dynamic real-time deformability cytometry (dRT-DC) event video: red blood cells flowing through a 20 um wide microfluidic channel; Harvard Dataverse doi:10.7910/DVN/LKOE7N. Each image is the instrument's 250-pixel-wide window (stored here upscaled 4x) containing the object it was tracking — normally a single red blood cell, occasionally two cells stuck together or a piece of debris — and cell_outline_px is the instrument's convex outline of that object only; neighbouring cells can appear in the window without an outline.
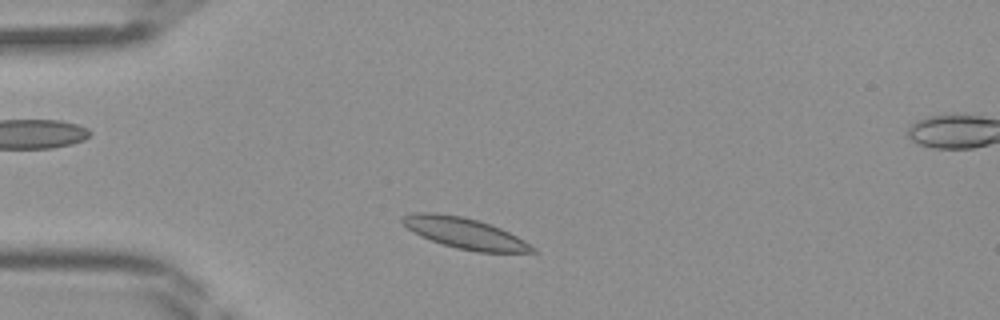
{"species": "Egyptian fruit bat (a non-hibernating species)", "species_latin": "Rousettus aegyptiacus", "temperature_condition": "room temperature", "stored_images_in_passage": 38, "segment_of_instrument_passage": [1, 2], "camera_frame_rate_fps": 3000, "um_per_image_px": 0.085, "frame": {"image": 1, "passage_image": 4, "time_ms": 1.0, "image_size_px": [1000, 320], "cell_outline_px": [[536, 252], [476, 252], [456, 248], [420, 236], [408, 228], [400, 220], [400, 216], [412, 212], [436, 212], [460, 216], [480, 220], [500, 228], [524, 240], [536, 248]], "centroid_in_image_um": [39.48, 19.8], "position_along_channel_um": 45.5, "area_um2": 23.35}}
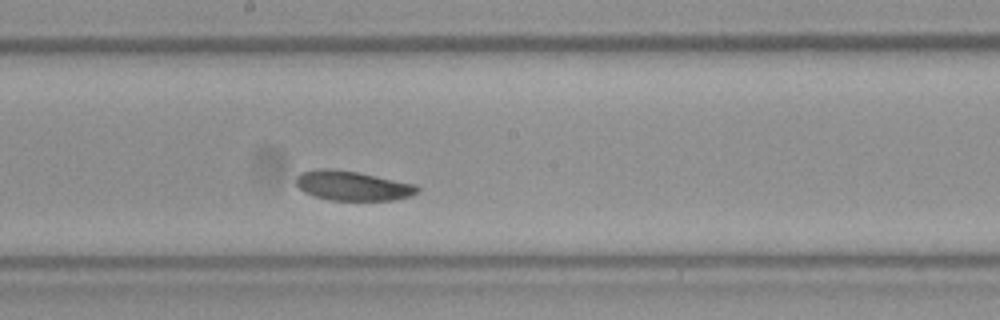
{"frame": {"image": 2, "passage_image": 17, "time_ms": 5.333, "image_size_px": [1000, 320], "cell_outline_px": [[420, 188], [412, 196], [396, 200], [332, 200], [316, 196], [304, 192], [296, 184], [296, 176], [300, 172], [320, 168], [332, 168], [356, 172], [416, 184]], "centroid_in_image_um": [29.97, 15.78], "position_along_channel_um": 218.2, "area_um2": 20.87}}
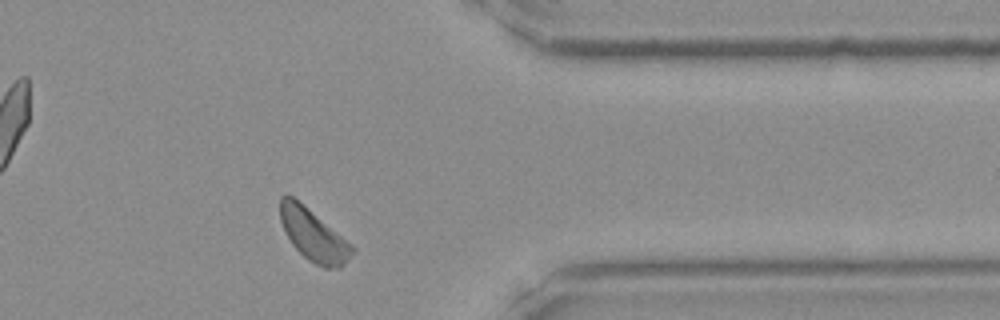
{"frame": {"image": 3, "passage_image": 29, "time_ms": 9.333, "image_size_px": [1000, 320], "cell_outline_px": [[356, 248], [344, 264], [340, 268], [324, 268], [308, 260], [292, 244], [280, 220], [280, 196], [292, 196], [352, 244]], "centroid_in_image_um": [26.65, 20.01], "position_along_channel_um": 384.7, "area_um2": 21.15}}